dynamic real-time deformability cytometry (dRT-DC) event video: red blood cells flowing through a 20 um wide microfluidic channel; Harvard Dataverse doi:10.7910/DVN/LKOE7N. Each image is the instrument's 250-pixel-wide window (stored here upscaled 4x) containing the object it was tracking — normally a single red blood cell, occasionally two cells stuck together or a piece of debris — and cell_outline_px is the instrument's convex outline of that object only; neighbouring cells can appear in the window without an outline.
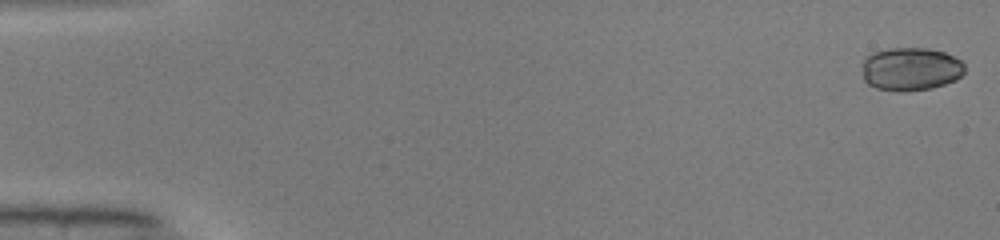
{"species": "common noctule bat (a hibernating species)", "species_latin": "Nyctalus noctula", "temperature_condition": "warm", "stored_images_in_passage": 50, "camera_frame_rate_fps": 3000, "um_per_image_px": 0.085, "animal": {"sex": "male", "body_mass_g": 19.0, "forearm_length_mm": 50.8}, "frame": {"image": 1, "passage_image": 1, "time_ms": 0.0, "image_size_px": [1000, 240], "cell_outline_px": [[964, 72], [956, 80], [932, 88], [904, 92], [896, 92], [876, 88], [868, 84], [864, 80], [864, 60], [872, 52], [888, 48], [928, 48], [944, 52], [960, 60], [964, 64]], "centroid_in_image_um": [77.41, 5.87], "position_along_channel_um": 7.6, "area_um2": 25.89}}
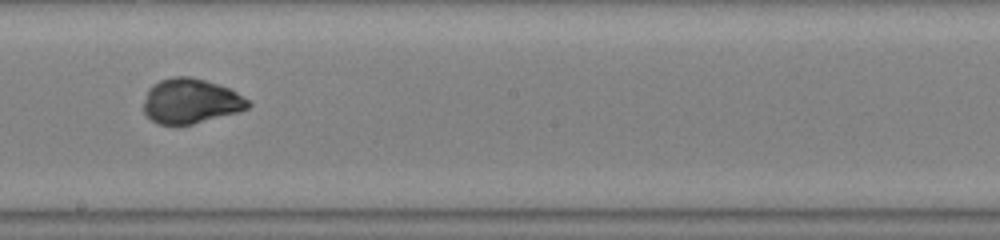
{"frame": {"image": 2, "passage_image": 29, "time_ms": 9.333, "image_size_px": [1000, 240], "cell_outline_px": [[252, 104], [248, 108], [240, 112], [192, 124], [160, 124], [152, 120], [144, 112], [144, 100], [148, 88], [152, 84], [160, 80], [172, 76], [188, 76], [204, 80], [228, 88], [236, 92], [248, 100]], "centroid_in_image_um": [16.21, 8.59], "position_along_channel_um": 232.0, "area_um2": 27.22}}
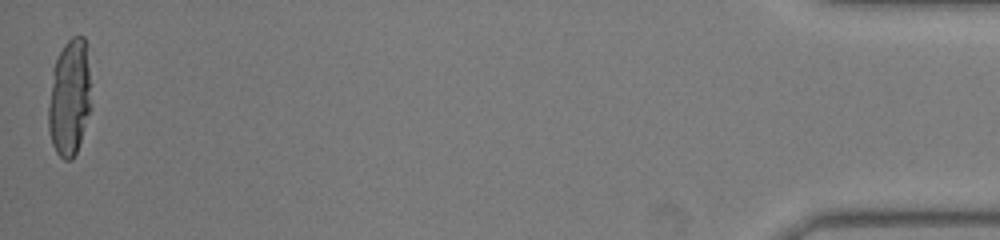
{"frame": {"image": 3, "passage_image": 50, "time_ms": 16.333, "image_size_px": [1000, 240], "cell_outline_px": [[92, 108], [76, 152], [72, 160], [64, 160], [56, 152], [52, 144], [48, 132], [48, 108], [52, 68], [64, 44], [72, 36], [84, 36], [88, 44]], "centroid_in_image_um": [5.93, 8.27], "position_along_channel_um": 429.3, "area_um2": 29.88}, "authors_computed_cell_mechanics": {"area_um2": 27.4839, "velocity_mm_per_s": 4.0919, "shape_relaxation_time_tau1_ms": 4.7622, "shape_relaxation_time_tau2_ms": null, "deformation_change_tau1": 0.2444, "deformation_change_tau2": null}}